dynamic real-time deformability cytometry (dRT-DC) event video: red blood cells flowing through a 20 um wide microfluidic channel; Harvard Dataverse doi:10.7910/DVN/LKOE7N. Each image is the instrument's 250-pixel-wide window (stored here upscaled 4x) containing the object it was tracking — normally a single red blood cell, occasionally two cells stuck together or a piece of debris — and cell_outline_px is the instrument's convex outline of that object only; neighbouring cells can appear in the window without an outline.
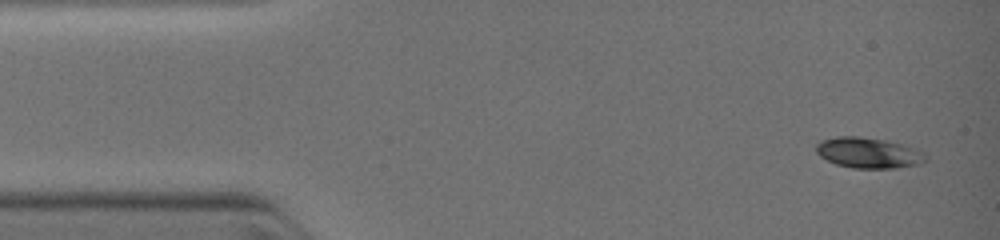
{"species": "common noctule bat (a hibernating species)", "species_latin": "Nyctalus noctula", "temperature_condition": "warm", "stored_images_in_passage": 5, "camera_frame_rate_fps": 3000, "um_per_image_px": 0.085, "animal": {"sex": "female", "body_mass_g": 19.0, "forearm_length_mm": 51.5}, "frame": {"image": 1, "passage_image": 1, "time_ms": 0.0, "image_size_px": [1000, 240], "cell_outline_px": [[924, 160], [916, 164], [892, 168], [856, 168], [836, 164], [820, 156], [816, 152], [816, 144], [820, 140], [836, 136], [860, 136], [888, 140], [916, 148], [924, 152]], "centroid_in_image_um": [73.77, 12.96], "position_along_channel_um": 11.2, "area_um2": 19.42}}
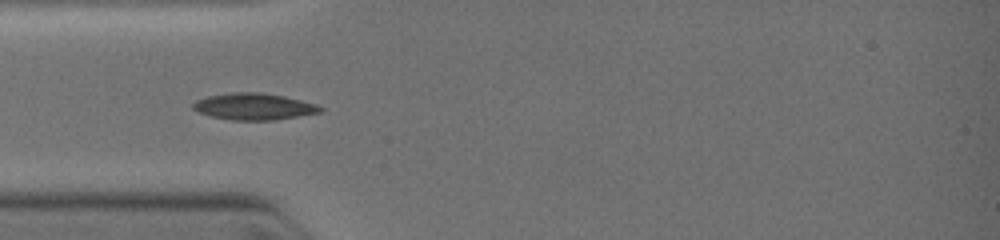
{"frame": {"image": 2, "passage_image": 4, "time_ms": 3.0, "image_size_px": [1000, 240], "cell_outline_px": [[324, 108], [320, 112], [272, 120], [232, 120], [212, 116], [200, 112], [192, 108], [192, 104], [196, 100], [208, 96], [232, 92], [260, 92], [284, 96], [316, 104]], "centroid_in_image_um": [21.56, 9.04], "position_along_channel_um": 63.4, "area_um2": 19.48}}